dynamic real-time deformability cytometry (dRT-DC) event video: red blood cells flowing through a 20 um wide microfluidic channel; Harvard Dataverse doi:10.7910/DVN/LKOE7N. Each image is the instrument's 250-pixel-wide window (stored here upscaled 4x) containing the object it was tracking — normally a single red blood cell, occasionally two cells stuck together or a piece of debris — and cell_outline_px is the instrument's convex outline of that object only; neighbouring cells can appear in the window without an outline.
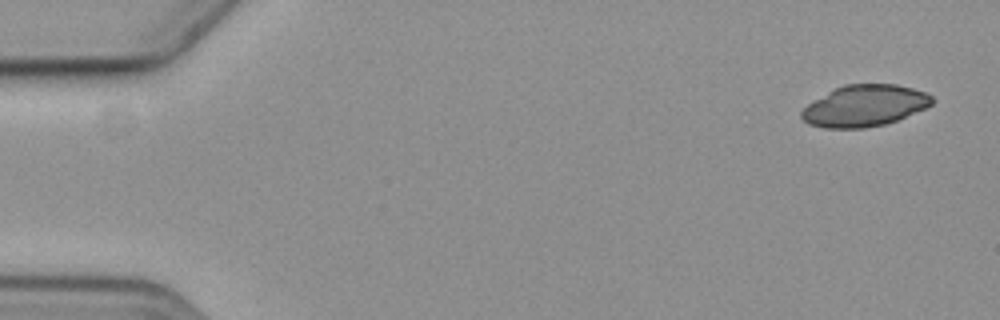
{"species": "common noctule bat (a hibernating species)", "species_latin": "Nyctalus noctula", "temperature_condition": "cold", "stored_images_in_passage": 4, "camera_frame_rate_fps": 3000, "um_per_image_px": 0.085, "animal": {"sex": "female", "body_mass_g": 19.3, "forearm_length_mm": 54.1}, "frame": {"image": 1, "passage_image": 1, "time_ms": 0.0, "image_size_px": [1000, 320], "cell_outline_px": [[936, 100], [932, 104], [924, 108], [896, 120], [884, 124], [864, 128], [824, 128], [808, 124], [800, 116], [800, 112], [808, 104], [828, 92], [844, 84], [896, 84], [912, 88], [924, 92], [932, 96]], "centroid_in_image_um": [73.48, 8.99], "position_along_channel_um": 11.5, "area_um2": 31.27}}